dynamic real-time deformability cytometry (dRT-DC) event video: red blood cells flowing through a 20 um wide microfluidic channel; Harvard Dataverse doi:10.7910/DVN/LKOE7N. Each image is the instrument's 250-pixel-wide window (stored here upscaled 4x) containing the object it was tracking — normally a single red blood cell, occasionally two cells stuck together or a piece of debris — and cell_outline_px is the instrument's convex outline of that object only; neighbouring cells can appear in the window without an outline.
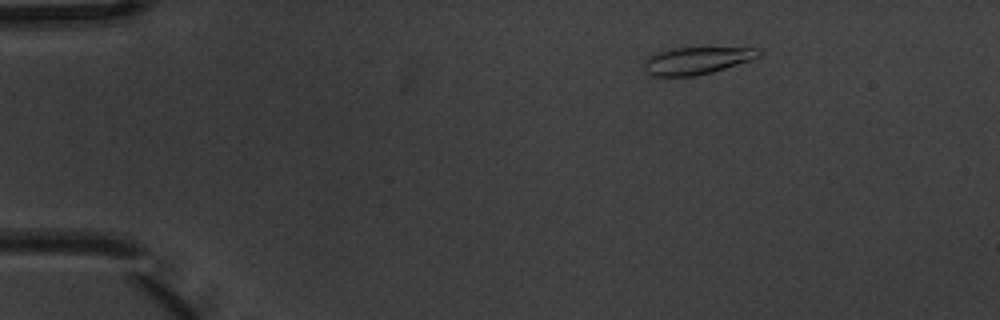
{"species": "common noctule bat (a hibernating species)", "species_latin": "Nyctalus noctula", "temperature_condition": "warm", "stored_images_in_passage": 5, "camera_frame_rate_fps": 3000, "um_per_image_px": 0.085, "animal": {"sex": "male", "body_mass_g": 20.1, "forearm_length_mm": 53.5}, "frame": {"image": 1, "passage_image": 2, "time_ms": 0.333, "image_size_px": [1000, 320], "cell_outline_px": [[760, 56], [752, 60], [712, 72], [696, 76], [652, 76], [644, 72], [644, 64], [648, 56], [672, 48], [756, 48], [760, 52]], "centroid_in_image_um": [59.19, 5.16], "position_along_channel_um": 25.8, "area_um2": 18.09}}